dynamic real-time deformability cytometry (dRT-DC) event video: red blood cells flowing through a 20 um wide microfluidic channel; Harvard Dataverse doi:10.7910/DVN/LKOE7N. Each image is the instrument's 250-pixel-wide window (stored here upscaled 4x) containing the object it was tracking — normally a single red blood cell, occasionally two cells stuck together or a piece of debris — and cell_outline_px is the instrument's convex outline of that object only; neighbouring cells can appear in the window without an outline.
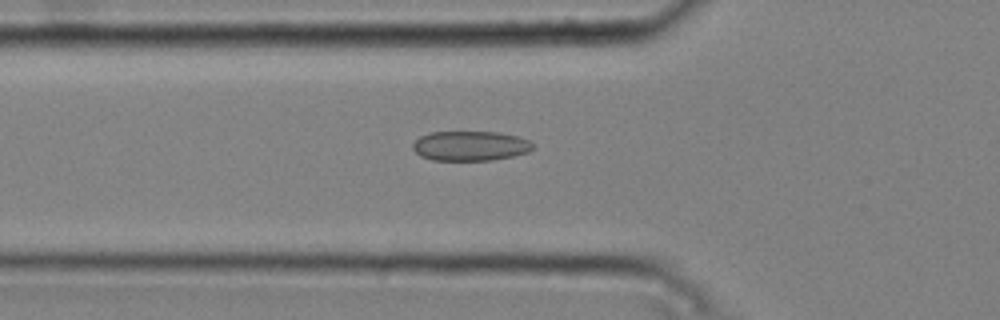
{"species": "common noctule bat (a hibernating species)", "species_latin": "Nyctalus noctula", "temperature_condition": "cold", "stored_images_in_passage": 48, "camera_frame_rate_fps": 3000, "um_per_image_px": 0.085, "animal": {"sex": "male", "body_mass_g": 20.4}, "frame": {"image": 1, "passage_image": 18, "time_ms": 5.667, "image_size_px": [1000, 320], "cell_outline_px": [[532, 148], [528, 152], [512, 156], [492, 160], [432, 160], [420, 156], [412, 148], [412, 144], [420, 136], [432, 132], [500, 132], [516, 136], [528, 140], [532, 144]], "centroid_in_image_um": [39.94, 12.4], "position_along_channel_um": 85.9, "area_um2": 20.69}}
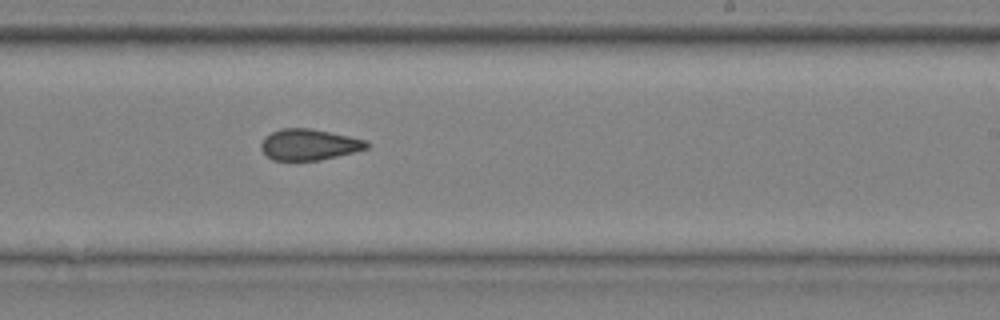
{"frame": {"image": 2, "passage_image": 32, "time_ms": 10.333, "image_size_px": [1000, 320], "cell_outline_px": [[372, 144], [368, 148], [320, 160], [272, 160], [260, 148], [260, 144], [264, 136], [280, 128], [308, 128], [368, 140]], "centroid_in_image_um": [26.26, 12.28], "position_along_channel_um": 262.7, "area_um2": 19.07}}
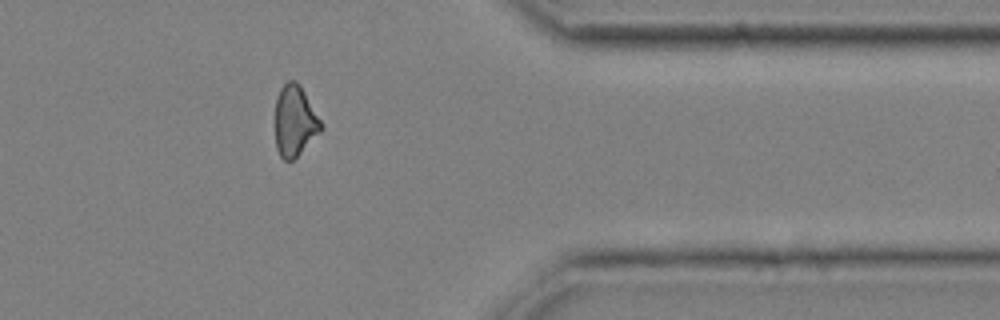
{"frame": {"image": 3, "passage_image": 43, "time_ms": 14.0, "image_size_px": [1000, 320], "cell_outline_px": [[324, 128], [292, 160], [284, 160], [280, 156], [276, 148], [276, 96], [280, 88], [288, 80], [296, 80], [300, 84], [324, 124]], "centroid_in_image_um": [25.07, 10.24], "position_along_channel_um": 386.3, "area_um2": 18.96}, "authors_computed_cell_mechanics": {"area_um2": 19.7098, "velocity_mm_per_s": 3.7858, "shape_relaxation_time_tau1_ms": null, "shape_relaxation_time_tau2_ms": 2.5589, "deformation_change_tau1": null, "deformation_change_tau2": 0.0845}}